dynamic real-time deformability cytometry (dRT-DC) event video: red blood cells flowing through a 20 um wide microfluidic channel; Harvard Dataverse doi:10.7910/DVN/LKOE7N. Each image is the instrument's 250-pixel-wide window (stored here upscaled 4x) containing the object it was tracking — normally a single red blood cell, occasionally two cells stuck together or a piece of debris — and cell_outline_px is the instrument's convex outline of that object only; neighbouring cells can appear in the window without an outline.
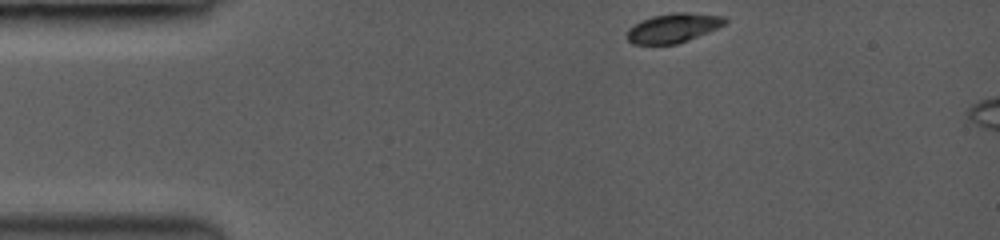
{"species": "common noctule bat (a hibernating species)", "species_latin": "Nyctalus noctula", "temperature_condition": "room temperature", "stored_images_in_passage": 8, "camera_frame_rate_fps": 3500, "um_per_image_px": 0.085, "animal": {"sex": "female", "body_mass_g": 19.0, "forearm_length_mm": 53.3}, "frame": {"image": 1, "passage_image": 1, "time_ms": 0.0, "image_size_px": [1000, 240], "cell_outline_px": [[728, 20], [724, 24], [716, 28], [676, 44], [632, 44], [628, 40], [628, 28], [652, 16], [676, 12], [684, 12], [724, 16]], "centroid_in_image_um": [57.21, 2.37], "position_along_channel_um": 27.8, "area_um2": 16.24}}